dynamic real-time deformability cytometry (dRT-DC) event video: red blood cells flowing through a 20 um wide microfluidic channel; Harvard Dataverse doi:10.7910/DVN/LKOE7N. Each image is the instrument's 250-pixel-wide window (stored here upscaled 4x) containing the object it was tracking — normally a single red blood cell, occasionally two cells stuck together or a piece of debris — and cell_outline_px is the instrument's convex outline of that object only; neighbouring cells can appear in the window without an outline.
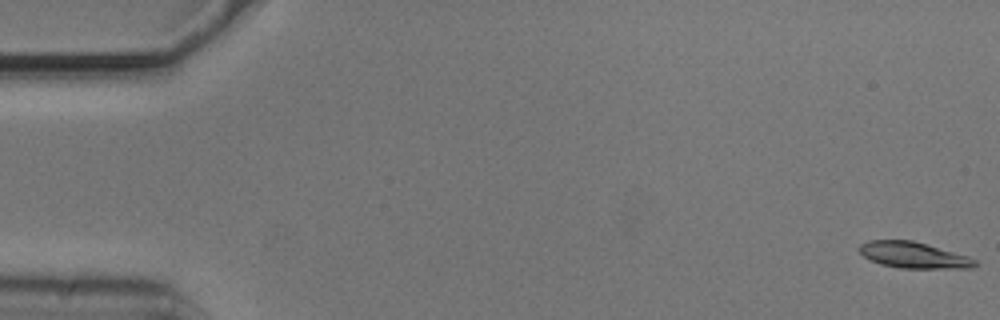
{"species": "common noctule bat (a hibernating species)", "species_latin": "Nyctalus noctula", "temperature_condition": "cold", "stored_images_in_passage": 6, "camera_frame_rate_fps": 3000, "um_per_image_px": 0.085, "animal": {"sex": "male", "body_mass_g": 20.5, "forearm_length_mm": 52.5}, "frame": {"image": 1, "passage_image": 1, "time_ms": 0.0, "image_size_px": [1000, 320], "cell_outline_px": [[976, 264], [972, 268], [900, 268], [880, 264], [864, 256], [856, 248], [860, 244], [868, 240], [912, 240], [968, 256], [976, 260]], "centroid_in_image_um": [77.61, 21.68], "position_along_channel_um": 7.4, "area_um2": 17.51}}